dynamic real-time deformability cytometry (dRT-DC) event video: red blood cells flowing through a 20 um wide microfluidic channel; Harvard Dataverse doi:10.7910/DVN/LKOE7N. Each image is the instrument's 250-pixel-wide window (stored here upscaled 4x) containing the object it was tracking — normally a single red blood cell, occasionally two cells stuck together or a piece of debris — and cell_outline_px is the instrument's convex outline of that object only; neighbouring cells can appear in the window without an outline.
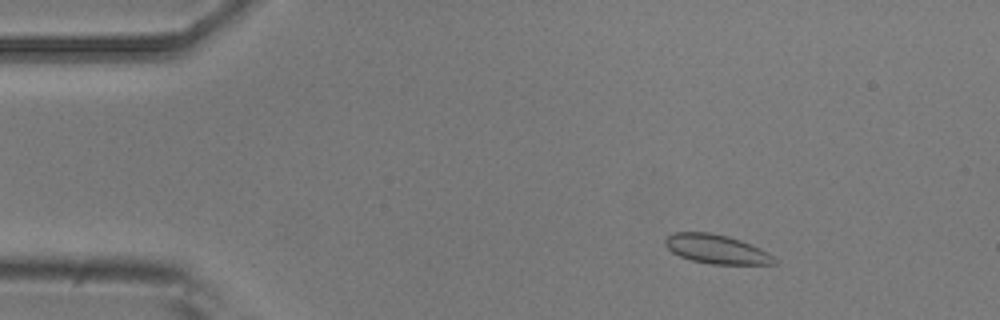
{"species": "common noctule bat (a hibernating species)", "species_latin": "Nyctalus noctula", "temperature_condition": "room temperature", "stored_images_in_passage": 10, "camera_frame_rate_fps": 3000, "um_per_image_px": 0.085, "animal": {"sex": "male", "body_mass_g": 20.5, "forearm_length_mm": 52.5}, "frame": {"image": 1, "passage_image": 7, "time_ms": 2.0, "image_size_px": [1000, 320], "cell_outline_px": [[776, 264], [712, 264], [692, 260], [680, 256], [672, 252], [664, 244], [664, 240], [672, 232], [708, 232], [728, 236], [740, 240], [768, 252], [776, 260]], "centroid_in_image_um": [60.87, 21.17], "position_along_channel_um": 24.1, "area_um2": 18.32}}